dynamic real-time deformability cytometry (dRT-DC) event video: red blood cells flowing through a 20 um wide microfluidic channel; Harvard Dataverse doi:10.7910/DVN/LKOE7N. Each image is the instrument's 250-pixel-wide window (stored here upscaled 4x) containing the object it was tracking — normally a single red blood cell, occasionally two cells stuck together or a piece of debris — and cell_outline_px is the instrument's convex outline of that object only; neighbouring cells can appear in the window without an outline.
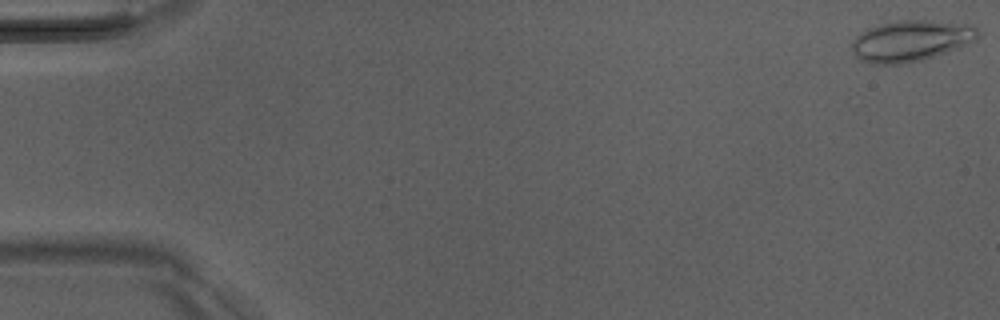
{"species": "Egyptian fruit bat (a non-hibernating species)", "species_latin": "Rousettus aegyptiacus", "temperature_condition": "room temperature", "stored_images_in_passage": 20, "camera_frame_rate_fps": 3000, "um_per_image_px": 0.085, "animal": {"sex": "male"}, "frame": {"image": 1, "passage_image": 1, "time_ms": 0.0, "image_size_px": [1000, 320], "cell_outline_px": [[980, 36], [976, 40], [944, 52], [920, 60], [900, 64], [868, 64], [860, 60], [852, 52], [852, 40], [860, 32], [868, 28], [880, 24], [896, 20], [924, 20], [972, 24], [980, 32]], "centroid_in_image_um": [77.39, 3.45], "position_along_channel_um": 7.6, "area_um2": 30.11}}
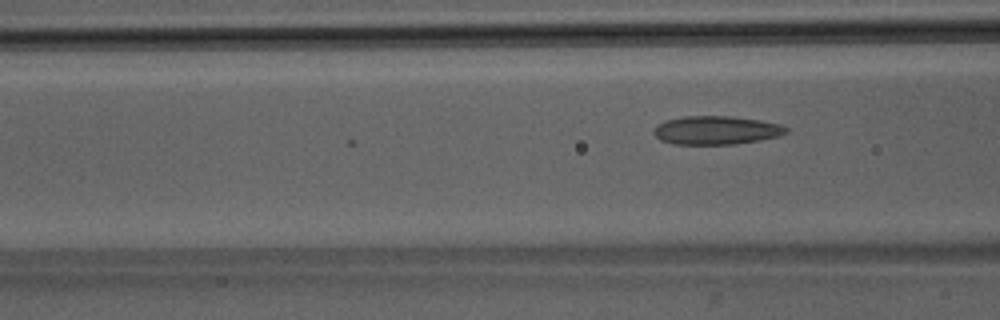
{"frame": {"image": 2, "passage_image": 20, "time_ms": 6.333, "image_size_px": [1000, 320], "cell_outline_px": [[788, 132], [780, 136], [760, 140], [736, 144], [672, 144], [660, 140], [652, 132], [656, 124], [664, 120], [684, 116], [728, 116], [760, 120], [780, 124], [788, 128]], "centroid_in_image_um": [60.86, 11.07], "position_along_channel_um": 105.7, "area_um2": 22.2}}